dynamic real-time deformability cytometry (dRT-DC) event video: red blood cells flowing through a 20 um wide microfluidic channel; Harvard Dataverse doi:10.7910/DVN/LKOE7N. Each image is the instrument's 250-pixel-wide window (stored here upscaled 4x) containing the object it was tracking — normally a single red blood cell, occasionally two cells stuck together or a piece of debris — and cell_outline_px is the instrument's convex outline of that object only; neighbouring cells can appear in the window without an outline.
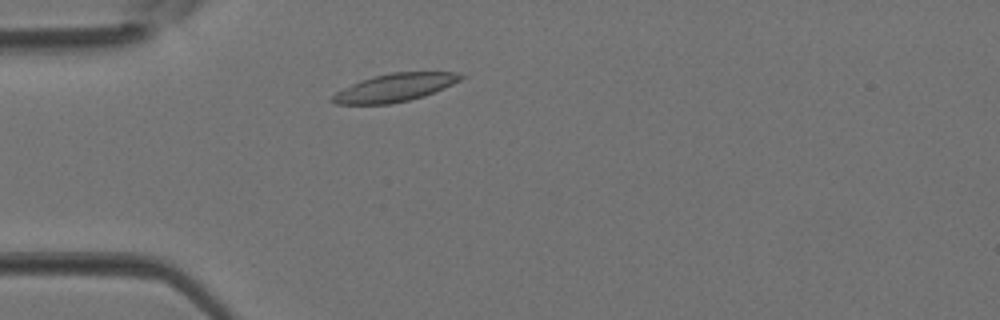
{"species": "Egyptian fruit bat (a non-hibernating species)", "species_latin": "Rousettus aegyptiacus", "temperature_condition": "room temperature", "stored_images_in_passage": 2, "camera_frame_rate_fps": 3000, "um_per_image_px": 0.085, "animal": {"sex": "female"}, "frame": {"image": 1, "passage_image": 2, "time_ms": 0.333, "image_size_px": [1000, 320], "cell_outline_px": [[464, 76], [460, 80], [444, 88], [424, 96], [408, 100], [388, 104], [336, 104], [328, 100], [336, 92], [360, 80], [392, 72], [460, 72]], "centroid_in_image_um": [33.55, 7.45], "position_along_channel_um": 51.5, "area_um2": 20.75}}